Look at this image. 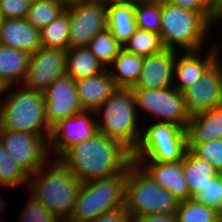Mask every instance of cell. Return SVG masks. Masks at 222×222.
I'll return each instance as SVG.
<instances>
[{
    "label": "cell",
    "instance_id": "cell-1",
    "mask_svg": "<svg viewBox=\"0 0 222 222\" xmlns=\"http://www.w3.org/2000/svg\"><path fill=\"white\" fill-rule=\"evenodd\" d=\"M59 160L81 183L110 177L133 163L127 147L99 132L70 147Z\"/></svg>",
    "mask_w": 222,
    "mask_h": 222
},
{
    "label": "cell",
    "instance_id": "cell-2",
    "mask_svg": "<svg viewBox=\"0 0 222 222\" xmlns=\"http://www.w3.org/2000/svg\"><path fill=\"white\" fill-rule=\"evenodd\" d=\"M50 164V168L46 169L45 164L30 175L28 188L44 207L66 220L73 212L82 183L59 159Z\"/></svg>",
    "mask_w": 222,
    "mask_h": 222
},
{
    "label": "cell",
    "instance_id": "cell-3",
    "mask_svg": "<svg viewBox=\"0 0 222 222\" xmlns=\"http://www.w3.org/2000/svg\"><path fill=\"white\" fill-rule=\"evenodd\" d=\"M213 24L201 13L161 1L160 38L166 49L203 50Z\"/></svg>",
    "mask_w": 222,
    "mask_h": 222
},
{
    "label": "cell",
    "instance_id": "cell-4",
    "mask_svg": "<svg viewBox=\"0 0 222 222\" xmlns=\"http://www.w3.org/2000/svg\"><path fill=\"white\" fill-rule=\"evenodd\" d=\"M95 113L98 115L99 133L120 141L131 152L135 150L143 131L138 129L139 118L132 88L118 87Z\"/></svg>",
    "mask_w": 222,
    "mask_h": 222
},
{
    "label": "cell",
    "instance_id": "cell-5",
    "mask_svg": "<svg viewBox=\"0 0 222 222\" xmlns=\"http://www.w3.org/2000/svg\"><path fill=\"white\" fill-rule=\"evenodd\" d=\"M6 97L0 99V129L35 133L50 140L52 127L46 120L43 92L20 86Z\"/></svg>",
    "mask_w": 222,
    "mask_h": 222
},
{
    "label": "cell",
    "instance_id": "cell-6",
    "mask_svg": "<svg viewBox=\"0 0 222 222\" xmlns=\"http://www.w3.org/2000/svg\"><path fill=\"white\" fill-rule=\"evenodd\" d=\"M179 202L136 163L127 168L124 207L133 222L144 215L176 214Z\"/></svg>",
    "mask_w": 222,
    "mask_h": 222
},
{
    "label": "cell",
    "instance_id": "cell-7",
    "mask_svg": "<svg viewBox=\"0 0 222 222\" xmlns=\"http://www.w3.org/2000/svg\"><path fill=\"white\" fill-rule=\"evenodd\" d=\"M127 169L110 177L82 183L71 222H91L101 214L125 203Z\"/></svg>",
    "mask_w": 222,
    "mask_h": 222
},
{
    "label": "cell",
    "instance_id": "cell-8",
    "mask_svg": "<svg viewBox=\"0 0 222 222\" xmlns=\"http://www.w3.org/2000/svg\"><path fill=\"white\" fill-rule=\"evenodd\" d=\"M187 152L186 129L181 126L154 122L141 133L139 144L132 152L133 161L178 162Z\"/></svg>",
    "mask_w": 222,
    "mask_h": 222
},
{
    "label": "cell",
    "instance_id": "cell-9",
    "mask_svg": "<svg viewBox=\"0 0 222 222\" xmlns=\"http://www.w3.org/2000/svg\"><path fill=\"white\" fill-rule=\"evenodd\" d=\"M137 112L156 117L153 122L169 123L187 127L190 120L182 92L176 88L167 89H132Z\"/></svg>",
    "mask_w": 222,
    "mask_h": 222
},
{
    "label": "cell",
    "instance_id": "cell-10",
    "mask_svg": "<svg viewBox=\"0 0 222 222\" xmlns=\"http://www.w3.org/2000/svg\"><path fill=\"white\" fill-rule=\"evenodd\" d=\"M0 142L10 153L13 161L29 176L45 164H49V140L46 137L35 133L0 129Z\"/></svg>",
    "mask_w": 222,
    "mask_h": 222
},
{
    "label": "cell",
    "instance_id": "cell-11",
    "mask_svg": "<svg viewBox=\"0 0 222 222\" xmlns=\"http://www.w3.org/2000/svg\"><path fill=\"white\" fill-rule=\"evenodd\" d=\"M65 9L70 17L69 49L87 47L96 34L107 29V2L87 0Z\"/></svg>",
    "mask_w": 222,
    "mask_h": 222
},
{
    "label": "cell",
    "instance_id": "cell-12",
    "mask_svg": "<svg viewBox=\"0 0 222 222\" xmlns=\"http://www.w3.org/2000/svg\"><path fill=\"white\" fill-rule=\"evenodd\" d=\"M66 50L40 47L30 55L25 80L21 86L44 92L57 78L66 73Z\"/></svg>",
    "mask_w": 222,
    "mask_h": 222
},
{
    "label": "cell",
    "instance_id": "cell-13",
    "mask_svg": "<svg viewBox=\"0 0 222 222\" xmlns=\"http://www.w3.org/2000/svg\"><path fill=\"white\" fill-rule=\"evenodd\" d=\"M90 114L96 117L95 111L82 110L73 117L61 119L52 127L49 152H56V159H59L70 147L98 133L97 119L90 117Z\"/></svg>",
    "mask_w": 222,
    "mask_h": 222
},
{
    "label": "cell",
    "instance_id": "cell-14",
    "mask_svg": "<svg viewBox=\"0 0 222 222\" xmlns=\"http://www.w3.org/2000/svg\"><path fill=\"white\" fill-rule=\"evenodd\" d=\"M190 116L222 105V68L216 60L192 86L182 91Z\"/></svg>",
    "mask_w": 222,
    "mask_h": 222
},
{
    "label": "cell",
    "instance_id": "cell-15",
    "mask_svg": "<svg viewBox=\"0 0 222 222\" xmlns=\"http://www.w3.org/2000/svg\"><path fill=\"white\" fill-rule=\"evenodd\" d=\"M46 120L53 127L63 118L73 117L83 109L78 99L75 80L65 73L44 92Z\"/></svg>",
    "mask_w": 222,
    "mask_h": 222
},
{
    "label": "cell",
    "instance_id": "cell-16",
    "mask_svg": "<svg viewBox=\"0 0 222 222\" xmlns=\"http://www.w3.org/2000/svg\"><path fill=\"white\" fill-rule=\"evenodd\" d=\"M176 51L164 49L144 57L141 73L132 89H167L173 87Z\"/></svg>",
    "mask_w": 222,
    "mask_h": 222
},
{
    "label": "cell",
    "instance_id": "cell-17",
    "mask_svg": "<svg viewBox=\"0 0 222 222\" xmlns=\"http://www.w3.org/2000/svg\"><path fill=\"white\" fill-rule=\"evenodd\" d=\"M215 46V47H214ZM208 51L207 56L202 59V50L185 51L178 56L179 50L176 51V60L174 63L173 81H177V85L173 82V87L179 92L194 85L204 74V72L217 60V44H213ZM178 52V54H177ZM201 57H200V55ZM179 83V84H178Z\"/></svg>",
    "mask_w": 222,
    "mask_h": 222
},
{
    "label": "cell",
    "instance_id": "cell-18",
    "mask_svg": "<svg viewBox=\"0 0 222 222\" xmlns=\"http://www.w3.org/2000/svg\"><path fill=\"white\" fill-rule=\"evenodd\" d=\"M133 163L139 165L155 183L167 190L179 201L191 199L184 176L183 161H133Z\"/></svg>",
    "mask_w": 222,
    "mask_h": 222
},
{
    "label": "cell",
    "instance_id": "cell-19",
    "mask_svg": "<svg viewBox=\"0 0 222 222\" xmlns=\"http://www.w3.org/2000/svg\"><path fill=\"white\" fill-rule=\"evenodd\" d=\"M0 44L31 55L42 47L40 30L29 24L25 18L2 19Z\"/></svg>",
    "mask_w": 222,
    "mask_h": 222
},
{
    "label": "cell",
    "instance_id": "cell-20",
    "mask_svg": "<svg viewBox=\"0 0 222 222\" xmlns=\"http://www.w3.org/2000/svg\"><path fill=\"white\" fill-rule=\"evenodd\" d=\"M83 110L96 111L118 88L108 69L84 79L75 80Z\"/></svg>",
    "mask_w": 222,
    "mask_h": 222
},
{
    "label": "cell",
    "instance_id": "cell-21",
    "mask_svg": "<svg viewBox=\"0 0 222 222\" xmlns=\"http://www.w3.org/2000/svg\"><path fill=\"white\" fill-rule=\"evenodd\" d=\"M187 145L222 139V105L190 117L186 127Z\"/></svg>",
    "mask_w": 222,
    "mask_h": 222
},
{
    "label": "cell",
    "instance_id": "cell-22",
    "mask_svg": "<svg viewBox=\"0 0 222 222\" xmlns=\"http://www.w3.org/2000/svg\"><path fill=\"white\" fill-rule=\"evenodd\" d=\"M107 28L123 46L137 30L135 3L130 0L107 2Z\"/></svg>",
    "mask_w": 222,
    "mask_h": 222
},
{
    "label": "cell",
    "instance_id": "cell-23",
    "mask_svg": "<svg viewBox=\"0 0 222 222\" xmlns=\"http://www.w3.org/2000/svg\"><path fill=\"white\" fill-rule=\"evenodd\" d=\"M29 59L30 54L0 44V81L7 87L23 84Z\"/></svg>",
    "mask_w": 222,
    "mask_h": 222
},
{
    "label": "cell",
    "instance_id": "cell-24",
    "mask_svg": "<svg viewBox=\"0 0 222 222\" xmlns=\"http://www.w3.org/2000/svg\"><path fill=\"white\" fill-rule=\"evenodd\" d=\"M183 171L191 198L205 189L219 174L212 165L195 157L189 150L183 158Z\"/></svg>",
    "mask_w": 222,
    "mask_h": 222
},
{
    "label": "cell",
    "instance_id": "cell-25",
    "mask_svg": "<svg viewBox=\"0 0 222 222\" xmlns=\"http://www.w3.org/2000/svg\"><path fill=\"white\" fill-rule=\"evenodd\" d=\"M104 70L103 65L95 58L88 47H75L67 50L66 73L74 80L94 76Z\"/></svg>",
    "mask_w": 222,
    "mask_h": 222
},
{
    "label": "cell",
    "instance_id": "cell-26",
    "mask_svg": "<svg viewBox=\"0 0 222 222\" xmlns=\"http://www.w3.org/2000/svg\"><path fill=\"white\" fill-rule=\"evenodd\" d=\"M144 57L129 53L122 49L114 59L111 77L117 87L132 88L138 81ZM114 69H113V68Z\"/></svg>",
    "mask_w": 222,
    "mask_h": 222
},
{
    "label": "cell",
    "instance_id": "cell-27",
    "mask_svg": "<svg viewBox=\"0 0 222 222\" xmlns=\"http://www.w3.org/2000/svg\"><path fill=\"white\" fill-rule=\"evenodd\" d=\"M70 17L65 9L56 19L40 30L41 45L46 48L69 49Z\"/></svg>",
    "mask_w": 222,
    "mask_h": 222
},
{
    "label": "cell",
    "instance_id": "cell-28",
    "mask_svg": "<svg viewBox=\"0 0 222 222\" xmlns=\"http://www.w3.org/2000/svg\"><path fill=\"white\" fill-rule=\"evenodd\" d=\"M87 47L105 69L109 68L108 65L113 64L114 59L123 49V46L112 36L108 28L96 34Z\"/></svg>",
    "mask_w": 222,
    "mask_h": 222
},
{
    "label": "cell",
    "instance_id": "cell-29",
    "mask_svg": "<svg viewBox=\"0 0 222 222\" xmlns=\"http://www.w3.org/2000/svg\"><path fill=\"white\" fill-rule=\"evenodd\" d=\"M123 49L129 53L146 57L164 50L165 47L159 34L137 28L124 43Z\"/></svg>",
    "mask_w": 222,
    "mask_h": 222
},
{
    "label": "cell",
    "instance_id": "cell-30",
    "mask_svg": "<svg viewBox=\"0 0 222 222\" xmlns=\"http://www.w3.org/2000/svg\"><path fill=\"white\" fill-rule=\"evenodd\" d=\"M66 6L60 0H41L30 4L26 21L38 30H42L58 17Z\"/></svg>",
    "mask_w": 222,
    "mask_h": 222
},
{
    "label": "cell",
    "instance_id": "cell-31",
    "mask_svg": "<svg viewBox=\"0 0 222 222\" xmlns=\"http://www.w3.org/2000/svg\"><path fill=\"white\" fill-rule=\"evenodd\" d=\"M176 218L177 222H220L217 210L192 198L179 202Z\"/></svg>",
    "mask_w": 222,
    "mask_h": 222
},
{
    "label": "cell",
    "instance_id": "cell-32",
    "mask_svg": "<svg viewBox=\"0 0 222 222\" xmlns=\"http://www.w3.org/2000/svg\"><path fill=\"white\" fill-rule=\"evenodd\" d=\"M30 176L16 164L0 142V186L17 187L28 183Z\"/></svg>",
    "mask_w": 222,
    "mask_h": 222
},
{
    "label": "cell",
    "instance_id": "cell-33",
    "mask_svg": "<svg viewBox=\"0 0 222 222\" xmlns=\"http://www.w3.org/2000/svg\"><path fill=\"white\" fill-rule=\"evenodd\" d=\"M135 20L137 28L160 34L161 1L135 3Z\"/></svg>",
    "mask_w": 222,
    "mask_h": 222
},
{
    "label": "cell",
    "instance_id": "cell-34",
    "mask_svg": "<svg viewBox=\"0 0 222 222\" xmlns=\"http://www.w3.org/2000/svg\"><path fill=\"white\" fill-rule=\"evenodd\" d=\"M187 150L195 157L208 162L218 173L222 170V139L187 145Z\"/></svg>",
    "mask_w": 222,
    "mask_h": 222
},
{
    "label": "cell",
    "instance_id": "cell-35",
    "mask_svg": "<svg viewBox=\"0 0 222 222\" xmlns=\"http://www.w3.org/2000/svg\"><path fill=\"white\" fill-rule=\"evenodd\" d=\"M20 222H59L60 218L50 212L33 195L27 201V204L21 214Z\"/></svg>",
    "mask_w": 222,
    "mask_h": 222
},
{
    "label": "cell",
    "instance_id": "cell-36",
    "mask_svg": "<svg viewBox=\"0 0 222 222\" xmlns=\"http://www.w3.org/2000/svg\"><path fill=\"white\" fill-rule=\"evenodd\" d=\"M192 199L220 212L222 210V177L219 174L216 175L211 183Z\"/></svg>",
    "mask_w": 222,
    "mask_h": 222
},
{
    "label": "cell",
    "instance_id": "cell-37",
    "mask_svg": "<svg viewBox=\"0 0 222 222\" xmlns=\"http://www.w3.org/2000/svg\"><path fill=\"white\" fill-rule=\"evenodd\" d=\"M170 4L201 12L213 25L217 23L219 12L214 0H165ZM216 22V23H215Z\"/></svg>",
    "mask_w": 222,
    "mask_h": 222
},
{
    "label": "cell",
    "instance_id": "cell-38",
    "mask_svg": "<svg viewBox=\"0 0 222 222\" xmlns=\"http://www.w3.org/2000/svg\"><path fill=\"white\" fill-rule=\"evenodd\" d=\"M29 7L26 0H0L1 19L25 18Z\"/></svg>",
    "mask_w": 222,
    "mask_h": 222
},
{
    "label": "cell",
    "instance_id": "cell-39",
    "mask_svg": "<svg viewBox=\"0 0 222 222\" xmlns=\"http://www.w3.org/2000/svg\"><path fill=\"white\" fill-rule=\"evenodd\" d=\"M91 222H133L124 206L105 212Z\"/></svg>",
    "mask_w": 222,
    "mask_h": 222
},
{
    "label": "cell",
    "instance_id": "cell-40",
    "mask_svg": "<svg viewBox=\"0 0 222 222\" xmlns=\"http://www.w3.org/2000/svg\"><path fill=\"white\" fill-rule=\"evenodd\" d=\"M134 222H177L176 214H151L137 218Z\"/></svg>",
    "mask_w": 222,
    "mask_h": 222
},
{
    "label": "cell",
    "instance_id": "cell-41",
    "mask_svg": "<svg viewBox=\"0 0 222 222\" xmlns=\"http://www.w3.org/2000/svg\"><path fill=\"white\" fill-rule=\"evenodd\" d=\"M65 6L71 5V4H75L78 2H82V1H87V0H60Z\"/></svg>",
    "mask_w": 222,
    "mask_h": 222
},
{
    "label": "cell",
    "instance_id": "cell-42",
    "mask_svg": "<svg viewBox=\"0 0 222 222\" xmlns=\"http://www.w3.org/2000/svg\"><path fill=\"white\" fill-rule=\"evenodd\" d=\"M12 86L7 87L4 83L0 81V96L4 94V92H7Z\"/></svg>",
    "mask_w": 222,
    "mask_h": 222
},
{
    "label": "cell",
    "instance_id": "cell-43",
    "mask_svg": "<svg viewBox=\"0 0 222 222\" xmlns=\"http://www.w3.org/2000/svg\"><path fill=\"white\" fill-rule=\"evenodd\" d=\"M218 12L222 10V0H214Z\"/></svg>",
    "mask_w": 222,
    "mask_h": 222
},
{
    "label": "cell",
    "instance_id": "cell-44",
    "mask_svg": "<svg viewBox=\"0 0 222 222\" xmlns=\"http://www.w3.org/2000/svg\"><path fill=\"white\" fill-rule=\"evenodd\" d=\"M133 1L134 3H146V2H160L162 0H130Z\"/></svg>",
    "mask_w": 222,
    "mask_h": 222
},
{
    "label": "cell",
    "instance_id": "cell-45",
    "mask_svg": "<svg viewBox=\"0 0 222 222\" xmlns=\"http://www.w3.org/2000/svg\"><path fill=\"white\" fill-rule=\"evenodd\" d=\"M217 51H218V53H217V61L220 63L221 68H222V61L220 59L221 58V56H220L221 53L219 52L220 50L218 49V47H217Z\"/></svg>",
    "mask_w": 222,
    "mask_h": 222
},
{
    "label": "cell",
    "instance_id": "cell-46",
    "mask_svg": "<svg viewBox=\"0 0 222 222\" xmlns=\"http://www.w3.org/2000/svg\"><path fill=\"white\" fill-rule=\"evenodd\" d=\"M5 205H4V201H3V199H1V197H0V212H3L4 210V207ZM1 214V213H0ZM0 220H1V218H0Z\"/></svg>",
    "mask_w": 222,
    "mask_h": 222
},
{
    "label": "cell",
    "instance_id": "cell-47",
    "mask_svg": "<svg viewBox=\"0 0 222 222\" xmlns=\"http://www.w3.org/2000/svg\"><path fill=\"white\" fill-rule=\"evenodd\" d=\"M28 3H30V4H33V3H36V2H38V1H41V0H26Z\"/></svg>",
    "mask_w": 222,
    "mask_h": 222
},
{
    "label": "cell",
    "instance_id": "cell-48",
    "mask_svg": "<svg viewBox=\"0 0 222 222\" xmlns=\"http://www.w3.org/2000/svg\"><path fill=\"white\" fill-rule=\"evenodd\" d=\"M221 19H222V10L219 12V17H218L217 22L220 21Z\"/></svg>",
    "mask_w": 222,
    "mask_h": 222
},
{
    "label": "cell",
    "instance_id": "cell-49",
    "mask_svg": "<svg viewBox=\"0 0 222 222\" xmlns=\"http://www.w3.org/2000/svg\"><path fill=\"white\" fill-rule=\"evenodd\" d=\"M101 1H104V2H111V1H125V0H101Z\"/></svg>",
    "mask_w": 222,
    "mask_h": 222
},
{
    "label": "cell",
    "instance_id": "cell-50",
    "mask_svg": "<svg viewBox=\"0 0 222 222\" xmlns=\"http://www.w3.org/2000/svg\"><path fill=\"white\" fill-rule=\"evenodd\" d=\"M220 222H222V210L219 212Z\"/></svg>",
    "mask_w": 222,
    "mask_h": 222
},
{
    "label": "cell",
    "instance_id": "cell-51",
    "mask_svg": "<svg viewBox=\"0 0 222 222\" xmlns=\"http://www.w3.org/2000/svg\"><path fill=\"white\" fill-rule=\"evenodd\" d=\"M59 222H71V221H69L68 219H66V220H60Z\"/></svg>",
    "mask_w": 222,
    "mask_h": 222
}]
</instances>
